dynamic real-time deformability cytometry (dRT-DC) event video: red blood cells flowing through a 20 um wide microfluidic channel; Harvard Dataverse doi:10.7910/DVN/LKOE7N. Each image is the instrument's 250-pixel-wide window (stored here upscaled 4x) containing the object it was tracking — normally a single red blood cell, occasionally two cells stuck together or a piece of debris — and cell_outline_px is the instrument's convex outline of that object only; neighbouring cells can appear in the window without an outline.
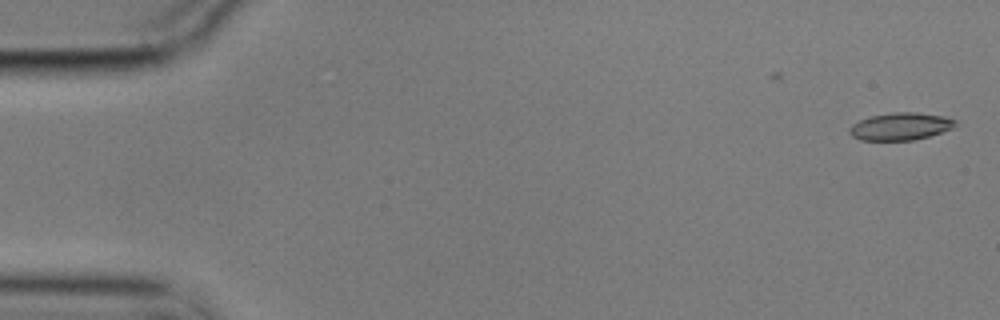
{"species": "common noctule bat (a hibernating species)", "species_latin": "Nyctalus noctula", "temperature_condition": "cold", "stored_images_in_passage": 54, "camera_frame_rate_fps": 3000, "um_per_image_px": 0.085, "animal": {"sex": "male", "body_mass_g": 17.9}, "frame": {"image": 1, "passage_image": 1, "time_ms": 0.0, "image_size_px": [1000, 320], "cell_outline_px": [[956, 124], [952, 128], [928, 136], [912, 140], [860, 140], [852, 136], [848, 132], [848, 128], [852, 124], [860, 120], [872, 116], [892, 112], [916, 112], [944, 116], [956, 120]], "centroid_in_image_um": [76.51, 10.74], "position_along_channel_um": 8.5, "area_um2": 16.82}}
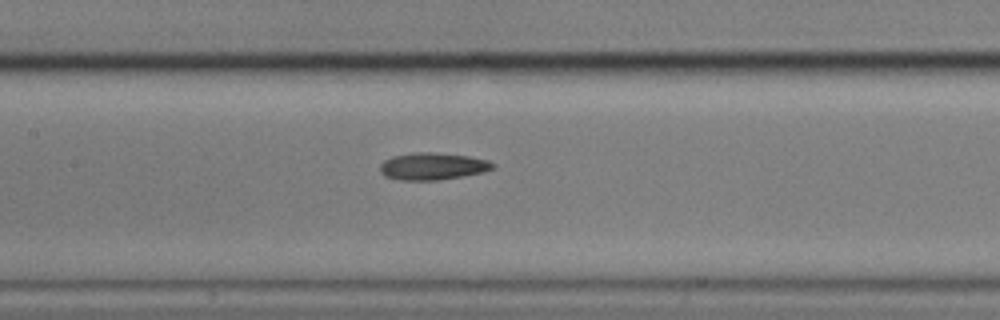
{"frame": {"image": 2, "passage_image": 26, "time_ms": 8.333, "image_size_px": [1000, 320], "cell_outline_px": [[496, 168], [484, 172], [436, 180], [400, 180], [384, 176], [380, 172], [380, 164], [384, 160], [392, 156], [416, 152], [432, 152], [468, 156], [488, 160], [496, 164]], "centroid_in_image_um": [36.78, 14.13], "position_along_channel_um": 170.6, "area_um2": 17.86}}
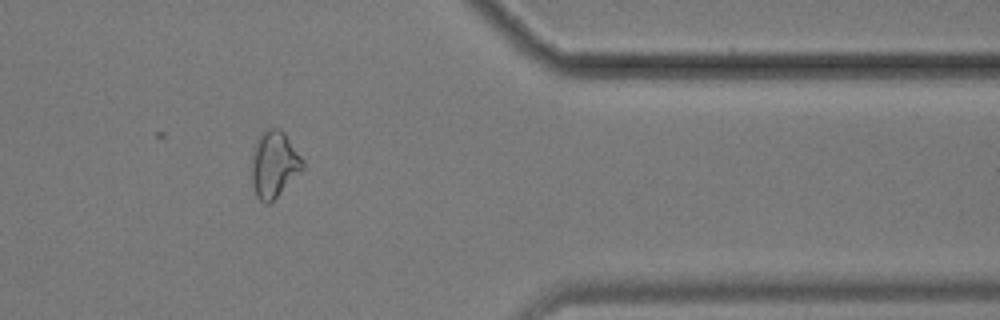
{"frame": {"image": 3, "passage_image": 46, "time_ms": 15.0, "image_size_px": [1000, 320], "cell_outline_px": [[304, 168], [268, 204], [264, 204], [256, 196], [252, 184], [252, 156], [256, 140], [260, 132], [264, 128], [280, 128], [284, 132], [304, 160]], "centroid_in_image_um": [23.28, 13.92], "position_along_channel_um": 388.1, "area_um2": 19.71}}